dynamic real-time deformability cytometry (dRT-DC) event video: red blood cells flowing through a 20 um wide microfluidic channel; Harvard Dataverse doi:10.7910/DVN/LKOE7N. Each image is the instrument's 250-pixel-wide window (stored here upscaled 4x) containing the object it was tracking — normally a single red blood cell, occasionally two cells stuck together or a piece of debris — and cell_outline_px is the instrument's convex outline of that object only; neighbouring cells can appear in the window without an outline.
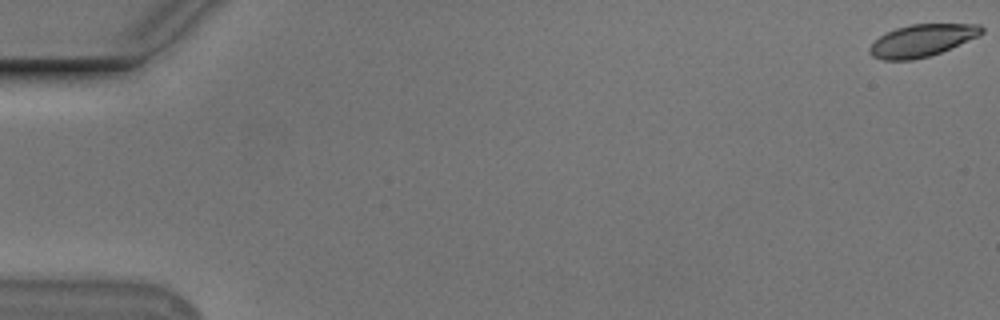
{"species": "Egyptian fruit bat (a non-hibernating species)", "species_latin": "Rousettus aegyptiacus", "temperature_condition": "cold", "stored_images_in_passage": 56, "camera_frame_rate_fps": 3000, "um_per_image_px": 0.085, "animal": {"sex": "male"}, "frame": {"image": 1, "passage_image": 1, "time_ms": 0.0, "image_size_px": [1000, 320], "cell_outline_px": [[984, 32], [980, 36], [940, 52], [928, 56], [912, 60], [884, 60], [872, 56], [868, 52], [868, 48], [880, 36], [896, 28], [908, 24], [980, 24], [984, 28]], "centroid_in_image_um": [78.38, 3.43], "position_along_channel_um": 6.6, "area_um2": 20.98}}
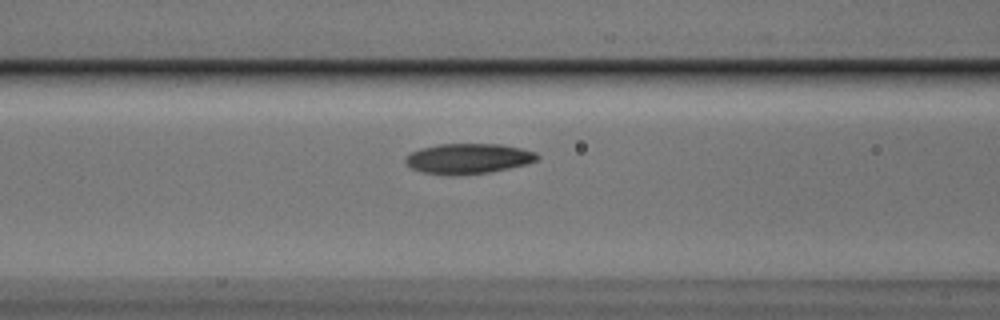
{"frame": {"image": 2, "passage_image": 24, "time_ms": 7.667, "image_size_px": [1000, 320], "cell_outline_px": [[540, 156], [536, 160], [528, 164], [488, 172], [452, 176], [448, 176], [420, 172], [412, 168], [404, 160], [404, 156], [420, 148], [440, 144], [500, 144], [520, 148], [536, 152]], "centroid_in_image_um": [39.77, 13.49], "position_along_channel_um": 126.8, "area_um2": 23.35}}
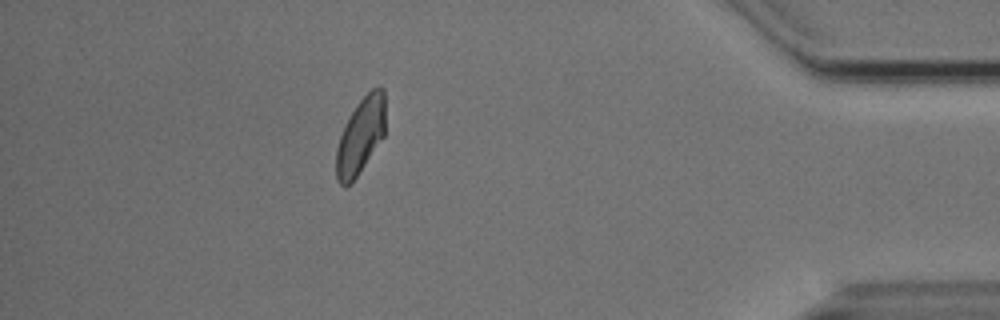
{"frame": {"image": 3, "passage_image": 50, "time_ms": 16.333, "image_size_px": [1000, 320], "cell_outline_px": [[384, 136], [352, 184], [344, 188], [336, 180], [336, 148], [344, 124], [356, 104], [372, 88], [380, 84], [384, 88]], "centroid_in_image_um": [30.63, 11.57], "position_along_channel_um": 404.6, "area_um2": 22.08}, "authors_computed_cell_mechanics": {"area_um2": 22.3108, "velocity_mm_per_s": 3.7274, "shape_relaxation_time_tau1_ms": 3.947, "shape_relaxation_time_tau2_ms": 3.3016, "deformation_change_tau1": 0.1343, "deformation_change_tau2": 0.0733}}